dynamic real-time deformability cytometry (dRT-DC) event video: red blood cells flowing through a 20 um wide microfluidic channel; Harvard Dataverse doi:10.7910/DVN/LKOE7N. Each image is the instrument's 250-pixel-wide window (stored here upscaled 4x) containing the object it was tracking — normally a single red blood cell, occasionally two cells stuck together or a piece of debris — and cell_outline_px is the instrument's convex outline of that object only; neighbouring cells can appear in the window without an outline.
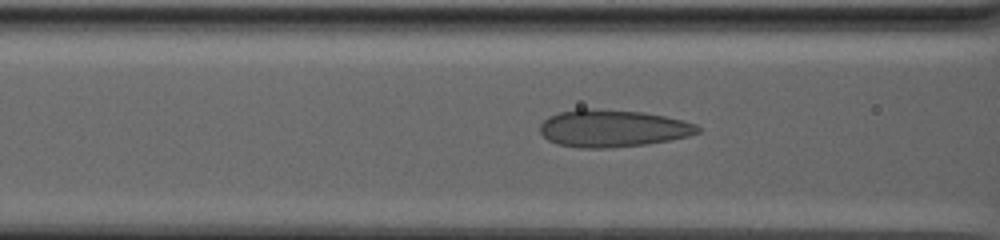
{"species": "human", "species_latin": "Homo sapiens", "temperature_condition": "warm", "stored_images_in_passage": 89, "camera_frame_rate_fps": 3000, "um_per_image_px": 0.085, "donor": {"sex": "male"}, "frame": {"image": 1, "passage_image": 41, "time_ms": 13.333, "image_size_px": [1000, 240], "cell_outline_px": [[700, 132], [688, 136], [648, 144], [608, 148], [580, 148], [556, 144], [548, 140], [540, 132], [540, 124], [548, 116], [556, 112], [576, 108], [584, 108], [644, 112], [664, 116], [696, 124], [700, 128]], "centroid_in_image_um": [52.02, 10.91], "position_along_channel_um": 114.6, "area_um2": 34.39}}
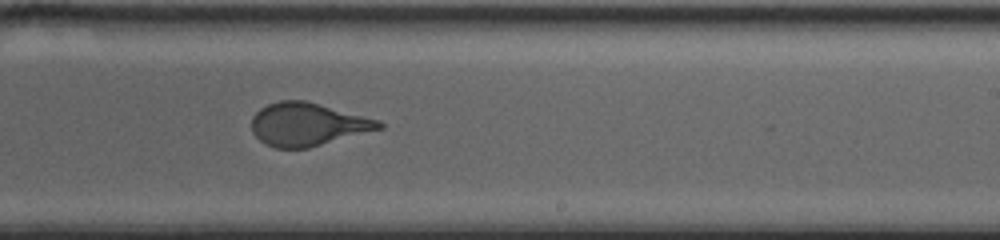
{"frame": {"image": 2, "passage_image": 59, "time_ms": 19.333, "image_size_px": [1000, 240], "cell_outline_px": [[384, 128], [308, 148], [276, 148], [264, 144], [252, 132], [252, 116], [260, 108], [268, 104], [280, 100], [304, 100], [380, 120], [384, 124]], "centroid_in_image_um": [26.14, 10.57], "position_along_channel_um": 262.9, "area_um2": 31.91}}
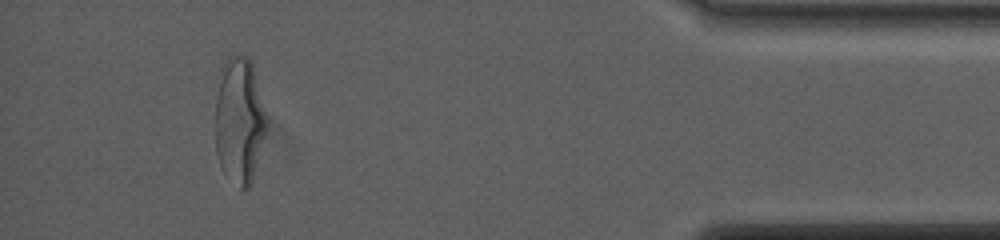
{"frame": {"image": 3, "passage_image": 83, "time_ms": 27.333, "image_size_px": [1000, 240], "cell_outline_px": [[264, 132], [252, 180], [248, 188], [244, 192], [240, 192], [220, 168], [216, 152], [216, 96], [220, 68], [228, 56], [240, 52], [248, 56], [252, 60], [264, 116]], "centroid_in_image_um": [20.28, 10.23], "position_along_channel_um": 414.9, "area_um2": 37.45}, "authors_computed_cell_mechanics": {"area_um2": 35.9516, "velocity_mm_per_s": 2.4782, "shape_relaxation_time_tau1_ms": 8.7273, "shape_relaxation_time_tau2_ms": null, "deformation_change_tau1": 0.2125, "deformation_change_tau2": null}}